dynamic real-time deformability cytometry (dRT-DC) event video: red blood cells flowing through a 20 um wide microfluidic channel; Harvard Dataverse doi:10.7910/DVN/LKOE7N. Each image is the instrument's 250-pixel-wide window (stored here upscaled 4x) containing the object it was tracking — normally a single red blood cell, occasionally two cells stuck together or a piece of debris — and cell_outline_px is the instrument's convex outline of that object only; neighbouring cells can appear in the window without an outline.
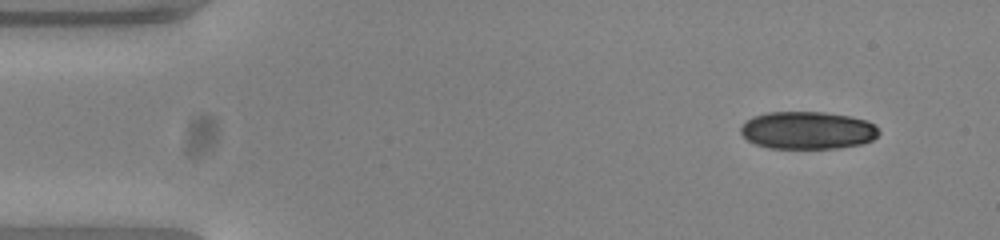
{"species": "common noctule bat (a hibernating species)", "species_latin": "Nyctalus noctula", "temperature_condition": "warm", "stored_images_in_passage": 10, "camera_frame_rate_fps": 3000, "um_per_image_px": 0.085, "animal": {"sex": "female", "body_mass_g": 23.0, "forearm_length_mm": 53.4}, "frame": {"image": 1, "passage_image": 1, "time_ms": 0.0, "image_size_px": [1000, 240], "cell_outline_px": [[880, 132], [872, 140], [860, 144], [836, 148], [768, 148], [756, 144], [748, 140], [740, 132], [740, 128], [752, 116], [768, 112], [824, 112], [852, 116], [876, 124]], "centroid_in_image_um": [68.66, 11.07], "position_along_channel_um": 16.3, "area_um2": 30.29}}